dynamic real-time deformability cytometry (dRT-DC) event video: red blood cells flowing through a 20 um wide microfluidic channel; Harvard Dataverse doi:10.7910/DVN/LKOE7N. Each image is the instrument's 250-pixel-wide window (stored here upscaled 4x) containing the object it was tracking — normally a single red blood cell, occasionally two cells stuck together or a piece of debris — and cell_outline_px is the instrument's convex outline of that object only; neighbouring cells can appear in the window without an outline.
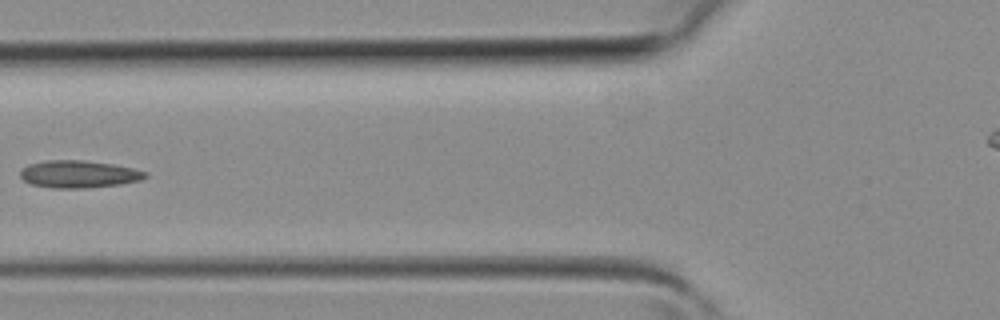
{"species": "common noctule bat (a hibernating species)", "species_latin": "Nyctalus noctula", "temperature_condition": "room temperature", "stored_images_in_passage": 4, "camera_frame_rate_fps": 3000, "um_per_image_px": 0.085, "animal": {"sex": "female", "body_mass_g": 19.3, "forearm_length_mm": 54.1}, "frame": {"image": 1, "passage_image": 4, "time_ms": 1.0, "image_size_px": [1000, 320], "cell_outline_px": [[148, 176], [140, 180], [120, 184], [88, 188], [52, 188], [32, 184], [24, 180], [20, 176], [20, 168], [28, 164], [44, 160], [84, 160], [112, 164], [132, 168], [148, 172]], "centroid_in_image_um": [6.67, 14.79], "position_along_channel_um": 119.1, "area_um2": 20.06}}